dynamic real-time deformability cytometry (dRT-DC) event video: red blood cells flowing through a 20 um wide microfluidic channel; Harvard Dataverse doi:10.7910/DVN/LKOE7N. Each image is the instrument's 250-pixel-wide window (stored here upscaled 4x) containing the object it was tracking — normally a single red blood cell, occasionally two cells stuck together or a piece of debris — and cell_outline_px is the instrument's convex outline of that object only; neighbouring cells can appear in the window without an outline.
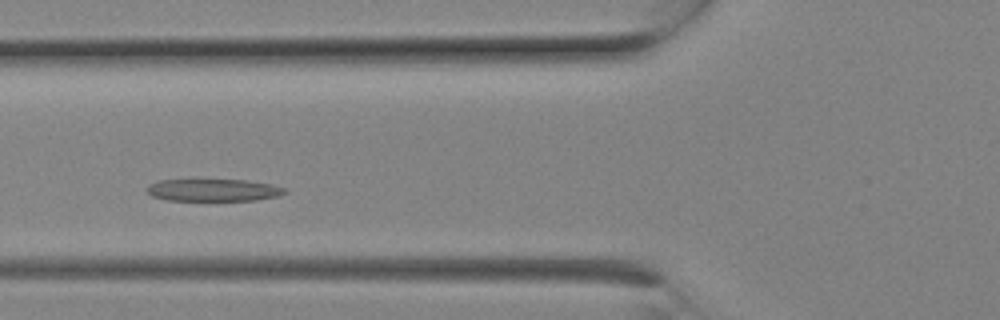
{"species": "Egyptian fruit bat (a non-hibernating species)", "species_latin": "Rousettus aegyptiacus", "temperature_condition": "room temperature", "stored_images_in_passage": 4, "camera_frame_rate_fps": 3000, "um_per_image_px": 0.085, "animal": {"sex": "female"}, "frame": {"image": 1, "passage_image": 3, "time_ms": 0.667, "image_size_px": [1000, 320], "cell_outline_px": [[288, 192], [276, 196], [256, 200], [168, 200], [152, 196], [148, 192], [148, 184], [160, 180], [196, 176], [244, 180], [272, 184], [284, 188]], "centroid_in_image_um": [18.07, 16.09], "position_along_channel_um": 107.7, "area_um2": 18.84}}